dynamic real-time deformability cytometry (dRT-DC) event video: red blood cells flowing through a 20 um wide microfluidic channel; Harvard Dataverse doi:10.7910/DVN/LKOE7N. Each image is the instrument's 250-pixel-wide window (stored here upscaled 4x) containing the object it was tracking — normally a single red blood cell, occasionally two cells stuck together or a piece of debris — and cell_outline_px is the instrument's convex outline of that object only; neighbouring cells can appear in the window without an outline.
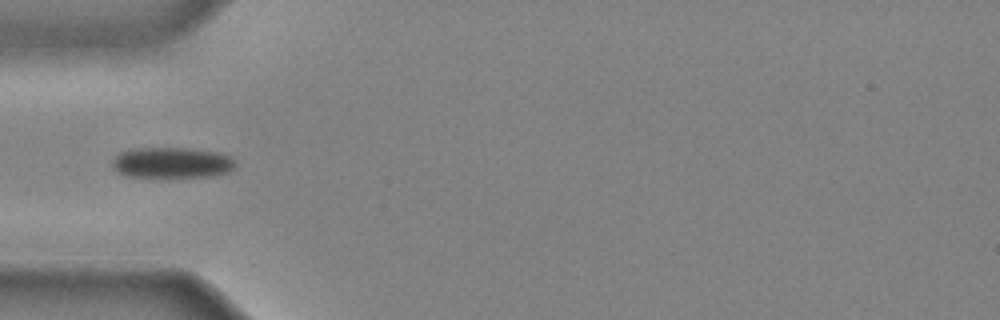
{"species": "common noctule bat (a hibernating species)", "species_latin": "Nyctalus noctula", "temperature_condition": "cold", "stored_images_in_passage": 30, "camera_frame_rate_fps": 3000, "um_per_image_px": 0.085, "animal": {"sex": "male", "body_mass_g": 20.4}, "frame": {"image": 1, "passage_image": 1, "time_ms": 0.0, "image_size_px": [1000, 320], "cell_outline_px": [[236, 168], [228, 172], [212, 176], [124, 176], [116, 172], [112, 168], [112, 160], [120, 152], [140, 148], [192, 148], [216, 152], [228, 156], [236, 160]], "centroid_in_image_um": [14.62, 13.82], "position_along_channel_um": 70.4, "area_um2": 22.02}}
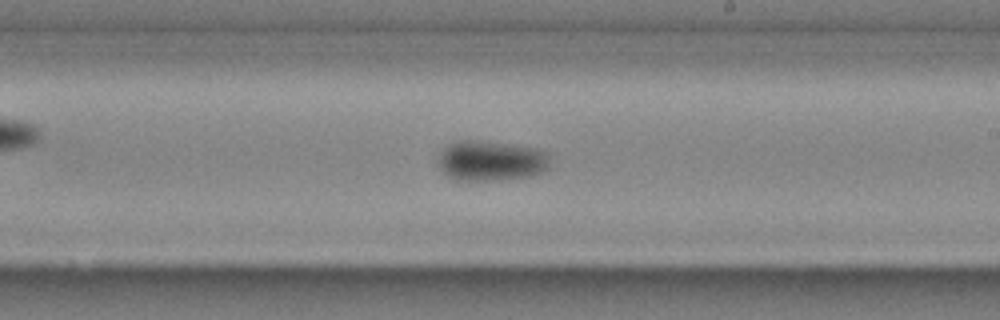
{"frame": {"image": 2, "passage_image": 13, "time_ms": 4.0, "image_size_px": [1000, 320], "cell_outline_px": [[548, 168], [544, 172], [532, 176], [500, 180], [456, 180], [448, 176], [440, 168], [436, 160], [440, 152], [448, 144], [456, 140], [480, 140], [508, 144], [532, 148], [548, 152]], "centroid_in_image_um": [41.7, 13.67], "position_along_channel_um": 247.3, "area_um2": 26.41}}
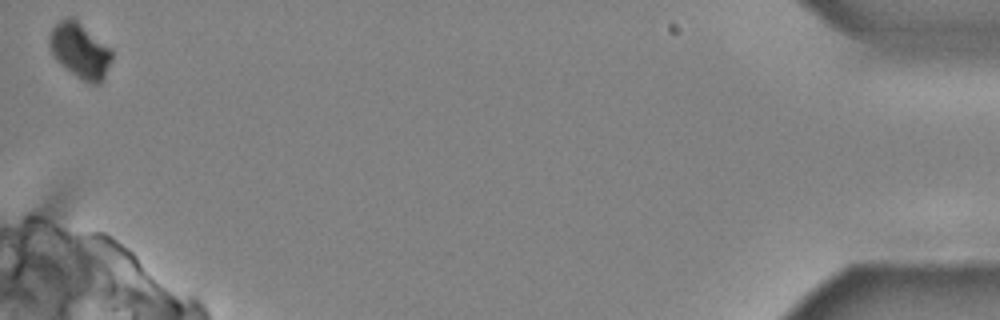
{"frame": {"image": 3, "passage_image": 30, "time_ms": 9.667, "image_size_px": [1000, 320], "cell_outline_px": [[112, 60], [104, 80], [100, 84], [96, 84], [84, 80], [72, 72], [56, 60], [52, 56], [48, 44], [48, 36], [52, 28], [60, 20], [68, 16], [76, 20], [108, 48], [112, 52]], "centroid_in_image_um": [6.76, 4.31], "position_along_channel_um": 428.4, "area_um2": 19.59}}